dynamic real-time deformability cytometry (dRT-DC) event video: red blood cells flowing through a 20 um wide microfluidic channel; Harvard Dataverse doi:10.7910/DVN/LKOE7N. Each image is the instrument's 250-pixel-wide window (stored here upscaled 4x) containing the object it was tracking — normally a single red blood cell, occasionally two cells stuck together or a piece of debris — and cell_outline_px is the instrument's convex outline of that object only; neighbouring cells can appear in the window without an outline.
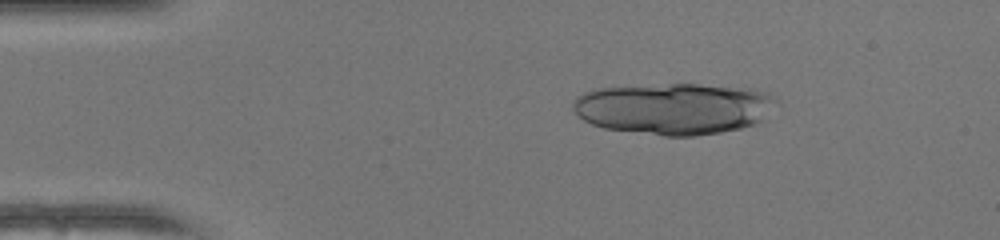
{"species": "human", "species_latin": "Homo sapiens", "temperature_condition": "warm", "stored_images_in_passage": 36, "segment_of_instrument_passage": [1, 2], "camera_frame_rate_fps": 3000, "um_per_image_px": 0.085, "donor": {"sex": "female"}, "frame": {"image": 1, "passage_image": 8, "time_ms": 2.333, "image_size_px": [1000, 240], "cell_outline_px": [[780, 104], [756, 124], [740, 128], [720, 132], [696, 136], [664, 136], [604, 128], [592, 124], [584, 120], [572, 108], [572, 104], [576, 96], [584, 92], [596, 88], [668, 84], [700, 84], [756, 88], [768, 92]], "centroid_in_image_um": [57.33, 9.22], "position_along_channel_um": 27.7, "area_um2": 61.5}}